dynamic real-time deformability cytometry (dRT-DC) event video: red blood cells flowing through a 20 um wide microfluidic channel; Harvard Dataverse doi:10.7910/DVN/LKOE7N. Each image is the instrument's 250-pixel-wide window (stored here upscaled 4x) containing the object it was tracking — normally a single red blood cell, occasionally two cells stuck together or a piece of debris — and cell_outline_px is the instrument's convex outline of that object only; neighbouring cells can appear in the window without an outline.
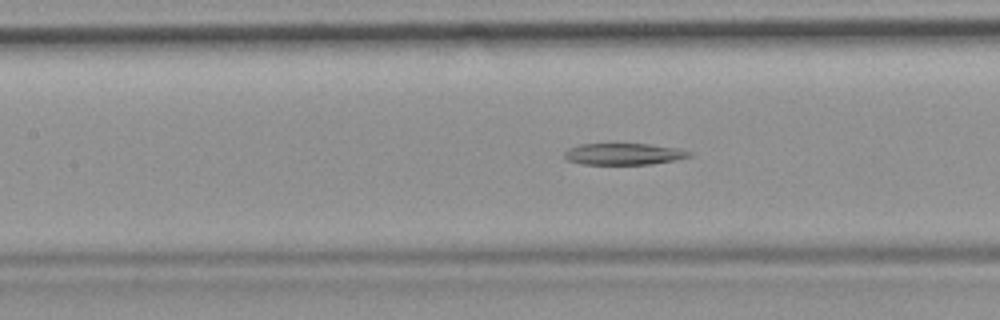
{"species": "common noctule bat (a hibernating species)", "species_latin": "Nyctalus noctula", "temperature_condition": "room temperature", "stored_images_in_passage": 49, "segment_of_instrument_passage": [2, 2], "camera_frame_rate_fps": 3000, "um_per_image_px": 0.085, "animal": {"sex": "female", "body_mass_g": 19.9}, "frame": {"image": 1, "passage_image": 21, "time_ms": 6.667, "image_size_px": [1000, 320], "cell_outline_px": [[692, 156], [676, 160], [652, 164], [584, 164], [564, 160], [564, 152], [568, 148], [580, 144], [648, 144], [680, 148], [692, 152]], "centroid_in_image_um": [53.03, 13.09], "position_along_channel_um": 154.4, "area_um2": 15.84}}
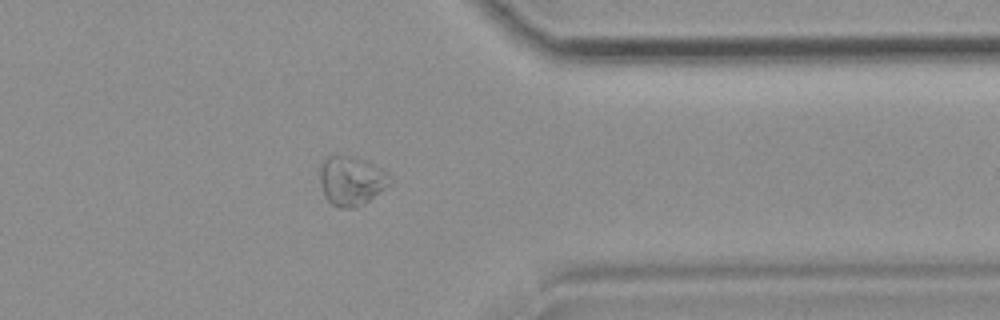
{"frame": {"image": 2, "passage_image": 39, "time_ms": 12.667, "image_size_px": [1000, 320], "cell_outline_px": [[392, 184], [364, 204], [356, 208], [340, 208], [332, 204], [324, 196], [320, 184], [320, 164], [332, 152], [356, 156], [388, 172], [392, 176]], "centroid_in_image_um": [29.87, 15.33], "position_along_channel_um": 381.5, "area_um2": 20.81}}
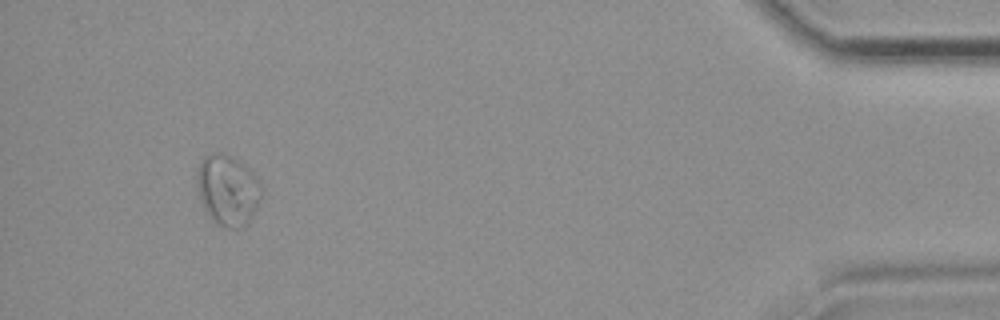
{"frame": {"image": 3, "passage_image": 46, "time_ms": 15.0, "image_size_px": [1000, 320], "cell_outline_px": [[260, 200], [252, 216], [240, 228], [228, 228], [216, 224], [208, 216], [200, 200], [196, 184], [196, 172], [200, 160], [208, 152], [220, 152], [244, 164], [260, 180]], "centroid_in_image_um": [19.31, 16.14], "position_along_channel_um": 415.9, "area_um2": 26.65}}